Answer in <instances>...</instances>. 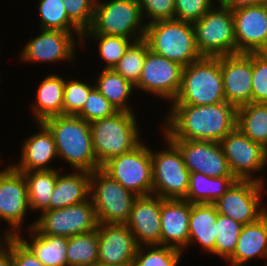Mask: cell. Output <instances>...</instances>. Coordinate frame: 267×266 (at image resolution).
Returning a JSON list of instances; mask_svg holds the SVG:
<instances>
[{"instance_id": "1", "label": "cell", "mask_w": 267, "mask_h": 266, "mask_svg": "<svg viewBox=\"0 0 267 266\" xmlns=\"http://www.w3.org/2000/svg\"><path fill=\"white\" fill-rule=\"evenodd\" d=\"M161 121L170 140L220 142L235 127L237 108L226 101L211 105L169 104Z\"/></svg>"}, {"instance_id": "2", "label": "cell", "mask_w": 267, "mask_h": 266, "mask_svg": "<svg viewBox=\"0 0 267 266\" xmlns=\"http://www.w3.org/2000/svg\"><path fill=\"white\" fill-rule=\"evenodd\" d=\"M52 133L58 159L74 171L93 172L101 168L97 162L90 124L75 115H59L42 122Z\"/></svg>"}, {"instance_id": "3", "label": "cell", "mask_w": 267, "mask_h": 266, "mask_svg": "<svg viewBox=\"0 0 267 266\" xmlns=\"http://www.w3.org/2000/svg\"><path fill=\"white\" fill-rule=\"evenodd\" d=\"M136 112L117 111L90 124L94 153L99 166L131 151L142 140Z\"/></svg>"}, {"instance_id": "4", "label": "cell", "mask_w": 267, "mask_h": 266, "mask_svg": "<svg viewBox=\"0 0 267 266\" xmlns=\"http://www.w3.org/2000/svg\"><path fill=\"white\" fill-rule=\"evenodd\" d=\"M226 101L221 56L202 57L183 67L181 87L170 104L211 105Z\"/></svg>"}, {"instance_id": "5", "label": "cell", "mask_w": 267, "mask_h": 266, "mask_svg": "<svg viewBox=\"0 0 267 266\" xmlns=\"http://www.w3.org/2000/svg\"><path fill=\"white\" fill-rule=\"evenodd\" d=\"M144 39L150 50L185 67L202 58L191 23L179 20H160L146 25Z\"/></svg>"}, {"instance_id": "6", "label": "cell", "mask_w": 267, "mask_h": 266, "mask_svg": "<svg viewBox=\"0 0 267 266\" xmlns=\"http://www.w3.org/2000/svg\"><path fill=\"white\" fill-rule=\"evenodd\" d=\"M145 32L139 0H96L93 23L83 34L123 36L137 41L145 37Z\"/></svg>"}, {"instance_id": "7", "label": "cell", "mask_w": 267, "mask_h": 266, "mask_svg": "<svg viewBox=\"0 0 267 266\" xmlns=\"http://www.w3.org/2000/svg\"><path fill=\"white\" fill-rule=\"evenodd\" d=\"M165 149L152 150V195L163 199H185L189 187V174L179 148L162 133Z\"/></svg>"}, {"instance_id": "8", "label": "cell", "mask_w": 267, "mask_h": 266, "mask_svg": "<svg viewBox=\"0 0 267 266\" xmlns=\"http://www.w3.org/2000/svg\"><path fill=\"white\" fill-rule=\"evenodd\" d=\"M192 25L202 57L237 54L234 19L228 7L216 4Z\"/></svg>"}, {"instance_id": "9", "label": "cell", "mask_w": 267, "mask_h": 266, "mask_svg": "<svg viewBox=\"0 0 267 266\" xmlns=\"http://www.w3.org/2000/svg\"><path fill=\"white\" fill-rule=\"evenodd\" d=\"M142 140L131 151L111 158L101 169L137 196L152 195L151 148Z\"/></svg>"}, {"instance_id": "10", "label": "cell", "mask_w": 267, "mask_h": 266, "mask_svg": "<svg viewBox=\"0 0 267 266\" xmlns=\"http://www.w3.org/2000/svg\"><path fill=\"white\" fill-rule=\"evenodd\" d=\"M137 197L101 168L91 172L90 199L99 223L125 224Z\"/></svg>"}, {"instance_id": "11", "label": "cell", "mask_w": 267, "mask_h": 266, "mask_svg": "<svg viewBox=\"0 0 267 266\" xmlns=\"http://www.w3.org/2000/svg\"><path fill=\"white\" fill-rule=\"evenodd\" d=\"M219 143L237 180H251L265 184L262 176L265 174L264 169L267 168V149L253 142L237 127ZM259 173L262 174L258 176Z\"/></svg>"}, {"instance_id": "12", "label": "cell", "mask_w": 267, "mask_h": 266, "mask_svg": "<svg viewBox=\"0 0 267 266\" xmlns=\"http://www.w3.org/2000/svg\"><path fill=\"white\" fill-rule=\"evenodd\" d=\"M98 224L94 205L89 199L61 209L44 211L26 228L34 227L41 234L68 238L94 231Z\"/></svg>"}, {"instance_id": "13", "label": "cell", "mask_w": 267, "mask_h": 266, "mask_svg": "<svg viewBox=\"0 0 267 266\" xmlns=\"http://www.w3.org/2000/svg\"><path fill=\"white\" fill-rule=\"evenodd\" d=\"M265 184L251 180H236L213 203L219 214L232 218L242 225L257 221L267 212L262 202Z\"/></svg>"}, {"instance_id": "14", "label": "cell", "mask_w": 267, "mask_h": 266, "mask_svg": "<svg viewBox=\"0 0 267 266\" xmlns=\"http://www.w3.org/2000/svg\"><path fill=\"white\" fill-rule=\"evenodd\" d=\"M39 31L41 32L38 35L27 40L28 42L19 52L18 56L21 62H53L55 64L56 62L61 63V61L70 63L75 60V51H77V45L81 47L83 33L43 29Z\"/></svg>"}, {"instance_id": "15", "label": "cell", "mask_w": 267, "mask_h": 266, "mask_svg": "<svg viewBox=\"0 0 267 266\" xmlns=\"http://www.w3.org/2000/svg\"><path fill=\"white\" fill-rule=\"evenodd\" d=\"M30 210L24 174L11 165L0 174V222L8 223L9 227L5 231L9 236L23 232L22 227L26 225L24 221L28 218V212L31 213Z\"/></svg>"}, {"instance_id": "16", "label": "cell", "mask_w": 267, "mask_h": 266, "mask_svg": "<svg viewBox=\"0 0 267 266\" xmlns=\"http://www.w3.org/2000/svg\"><path fill=\"white\" fill-rule=\"evenodd\" d=\"M183 66L163 56L147 52L139 81L134 85L144 93L173 102L181 87Z\"/></svg>"}, {"instance_id": "17", "label": "cell", "mask_w": 267, "mask_h": 266, "mask_svg": "<svg viewBox=\"0 0 267 266\" xmlns=\"http://www.w3.org/2000/svg\"><path fill=\"white\" fill-rule=\"evenodd\" d=\"M98 263L107 266H132L139 245L126 224L99 223Z\"/></svg>"}, {"instance_id": "18", "label": "cell", "mask_w": 267, "mask_h": 266, "mask_svg": "<svg viewBox=\"0 0 267 266\" xmlns=\"http://www.w3.org/2000/svg\"><path fill=\"white\" fill-rule=\"evenodd\" d=\"M238 53L267 52V9L262 3L232 11Z\"/></svg>"}, {"instance_id": "19", "label": "cell", "mask_w": 267, "mask_h": 266, "mask_svg": "<svg viewBox=\"0 0 267 266\" xmlns=\"http://www.w3.org/2000/svg\"><path fill=\"white\" fill-rule=\"evenodd\" d=\"M182 153L190 173L209 177L233 176L219 142L202 140H171Z\"/></svg>"}, {"instance_id": "20", "label": "cell", "mask_w": 267, "mask_h": 266, "mask_svg": "<svg viewBox=\"0 0 267 266\" xmlns=\"http://www.w3.org/2000/svg\"><path fill=\"white\" fill-rule=\"evenodd\" d=\"M224 96L236 108L252 102V53L221 56Z\"/></svg>"}, {"instance_id": "21", "label": "cell", "mask_w": 267, "mask_h": 266, "mask_svg": "<svg viewBox=\"0 0 267 266\" xmlns=\"http://www.w3.org/2000/svg\"><path fill=\"white\" fill-rule=\"evenodd\" d=\"M164 199L155 196H138L132 205L125 224L131 230L139 246L161 245V203Z\"/></svg>"}, {"instance_id": "22", "label": "cell", "mask_w": 267, "mask_h": 266, "mask_svg": "<svg viewBox=\"0 0 267 266\" xmlns=\"http://www.w3.org/2000/svg\"><path fill=\"white\" fill-rule=\"evenodd\" d=\"M36 125L38 132H34L22 142L19 163H11L21 173L58 169L51 166V163L58 159L53 135L42 122Z\"/></svg>"}, {"instance_id": "23", "label": "cell", "mask_w": 267, "mask_h": 266, "mask_svg": "<svg viewBox=\"0 0 267 266\" xmlns=\"http://www.w3.org/2000/svg\"><path fill=\"white\" fill-rule=\"evenodd\" d=\"M191 203L184 199H164L161 203V246L188 249Z\"/></svg>"}, {"instance_id": "24", "label": "cell", "mask_w": 267, "mask_h": 266, "mask_svg": "<svg viewBox=\"0 0 267 266\" xmlns=\"http://www.w3.org/2000/svg\"><path fill=\"white\" fill-rule=\"evenodd\" d=\"M256 257L267 262V212L257 221L243 225L236 248L225 262L229 266H246Z\"/></svg>"}, {"instance_id": "25", "label": "cell", "mask_w": 267, "mask_h": 266, "mask_svg": "<svg viewBox=\"0 0 267 266\" xmlns=\"http://www.w3.org/2000/svg\"><path fill=\"white\" fill-rule=\"evenodd\" d=\"M61 171L49 201V210L61 209L90 199L91 173L87 171ZM69 172V173H68Z\"/></svg>"}, {"instance_id": "26", "label": "cell", "mask_w": 267, "mask_h": 266, "mask_svg": "<svg viewBox=\"0 0 267 266\" xmlns=\"http://www.w3.org/2000/svg\"><path fill=\"white\" fill-rule=\"evenodd\" d=\"M64 81L65 78L60 74L51 73L39 83L35 100L30 104L35 123L63 115Z\"/></svg>"}, {"instance_id": "27", "label": "cell", "mask_w": 267, "mask_h": 266, "mask_svg": "<svg viewBox=\"0 0 267 266\" xmlns=\"http://www.w3.org/2000/svg\"><path fill=\"white\" fill-rule=\"evenodd\" d=\"M217 216L218 212L214 204L191 203L188 248L197 243L201 250L214 255Z\"/></svg>"}, {"instance_id": "28", "label": "cell", "mask_w": 267, "mask_h": 266, "mask_svg": "<svg viewBox=\"0 0 267 266\" xmlns=\"http://www.w3.org/2000/svg\"><path fill=\"white\" fill-rule=\"evenodd\" d=\"M27 230V237L22 233L17 237L33 252L45 266H67L68 238L39 233L34 227Z\"/></svg>"}, {"instance_id": "29", "label": "cell", "mask_w": 267, "mask_h": 266, "mask_svg": "<svg viewBox=\"0 0 267 266\" xmlns=\"http://www.w3.org/2000/svg\"><path fill=\"white\" fill-rule=\"evenodd\" d=\"M101 72L94 80L95 88L107 98L117 111H134L129 98L135 91V86L113 69H100ZM131 105V106H130Z\"/></svg>"}, {"instance_id": "30", "label": "cell", "mask_w": 267, "mask_h": 266, "mask_svg": "<svg viewBox=\"0 0 267 266\" xmlns=\"http://www.w3.org/2000/svg\"><path fill=\"white\" fill-rule=\"evenodd\" d=\"M234 176L209 177L199 172L189 174L186 198L192 204L215 203L236 181Z\"/></svg>"}, {"instance_id": "31", "label": "cell", "mask_w": 267, "mask_h": 266, "mask_svg": "<svg viewBox=\"0 0 267 266\" xmlns=\"http://www.w3.org/2000/svg\"><path fill=\"white\" fill-rule=\"evenodd\" d=\"M236 127L267 149V103L251 102L238 107Z\"/></svg>"}, {"instance_id": "32", "label": "cell", "mask_w": 267, "mask_h": 266, "mask_svg": "<svg viewBox=\"0 0 267 266\" xmlns=\"http://www.w3.org/2000/svg\"><path fill=\"white\" fill-rule=\"evenodd\" d=\"M60 172L59 169L22 172L27 182L31 212L49 211V201Z\"/></svg>"}, {"instance_id": "33", "label": "cell", "mask_w": 267, "mask_h": 266, "mask_svg": "<svg viewBox=\"0 0 267 266\" xmlns=\"http://www.w3.org/2000/svg\"><path fill=\"white\" fill-rule=\"evenodd\" d=\"M98 230L68 237L67 266H92L98 263Z\"/></svg>"}, {"instance_id": "34", "label": "cell", "mask_w": 267, "mask_h": 266, "mask_svg": "<svg viewBox=\"0 0 267 266\" xmlns=\"http://www.w3.org/2000/svg\"><path fill=\"white\" fill-rule=\"evenodd\" d=\"M90 38V39H89ZM94 39V40H93ZM97 43L98 56L103 61L102 69H113L121 57L126 53L129 46L135 41L131 38L104 34H83L81 48L86 47L87 41Z\"/></svg>"}, {"instance_id": "35", "label": "cell", "mask_w": 267, "mask_h": 266, "mask_svg": "<svg viewBox=\"0 0 267 266\" xmlns=\"http://www.w3.org/2000/svg\"><path fill=\"white\" fill-rule=\"evenodd\" d=\"M37 13L40 17V29L60 30L70 33H83V31L68 17L62 0H38Z\"/></svg>"}, {"instance_id": "36", "label": "cell", "mask_w": 267, "mask_h": 266, "mask_svg": "<svg viewBox=\"0 0 267 266\" xmlns=\"http://www.w3.org/2000/svg\"><path fill=\"white\" fill-rule=\"evenodd\" d=\"M149 50L148 42L144 38L134 41L113 70L135 85L139 81L141 70Z\"/></svg>"}, {"instance_id": "37", "label": "cell", "mask_w": 267, "mask_h": 266, "mask_svg": "<svg viewBox=\"0 0 267 266\" xmlns=\"http://www.w3.org/2000/svg\"><path fill=\"white\" fill-rule=\"evenodd\" d=\"M243 225L218 213L215 234L214 256L226 261L234 252Z\"/></svg>"}, {"instance_id": "38", "label": "cell", "mask_w": 267, "mask_h": 266, "mask_svg": "<svg viewBox=\"0 0 267 266\" xmlns=\"http://www.w3.org/2000/svg\"><path fill=\"white\" fill-rule=\"evenodd\" d=\"M183 252L161 245H141L138 247L132 266H178Z\"/></svg>"}, {"instance_id": "39", "label": "cell", "mask_w": 267, "mask_h": 266, "mask_svg": "<svg viewBox=\"0 0 267 266\" xmlns=\"http://www.w3.org/2000/svg\"><path fill=\"white\" fill-rule=\"evenodd\" d=\"M68 80V81H67ZM81 81V79L67 78L64 81L63 115H77L85 104L94 84Z\"/></svg>"}, {"instance_id": "40", "label": "cell", "mask_w": 267, "mask_h": 266, "mask_svg": "<svg viewBox=\"0 0 267 266\" xmlns=\"http://www.w3.org/2000/svg\"><path fill=\"white\" fill-rule=\"evenodd\" d=\"M117 109L95 87L90 91L83 109L76 115L91 123L112 116Z\"/></svg>"}, {"instance_id": "41", "label": "cell", "mask_w": 267, "mask_h": 266, "mask_svg": "<svg viewBox=\"0 0 267 266\" xmlns=\"http://www.w3.org/2000/svg\"><path fill=\"white\" fill-rule=\"evenodd\" d=\"M252 102L267 103V52L252 53Z\"/></svg>"}, {"instance_id": "42", "label": "cell", "mask_w": 267, "mask_h": 266, "mask_svg": "<svg viewBox=\"0 0 267 266\" xmlns=\"http://www.w3.org/2000/svg\"><path fill=\"white\" fill-rule=\"evenodd\" d=\"M68 17L84 32L93 23L96 0H62Z\"/></svg>"}, {"instance_id": "43", "label": "cell", "mask_w": 267, "mask_h": 266, "mask_svg": "<svg viewBox=\"0 0 267 266\" xmlns=\"http://www.w3.org/2000/svg\"><path fill=\"white\" fill-rule=\"evenodd\" d=\"M139 3L146 25L155 21L174 19L175 0H139Z\"/></svg>"}, {"instance_id": "44", "label": "cell", "mask_w": 267, "mask_h": 266, "mask_svg": "<svg viewBox=\"0 0 267 266\" xmlns=\"http://www.w3.org/2000/svg\"><path fill=\"white\" fill-rule=\"evenodd\" d=\"M214 5L211 0H175L174 19L193 24Z\"/></svg>"}, {"instance_id": "45", "label": "cell", "mask_w": 267, "mask_h": 266, "mask_svg": "<svg viewBox=\"0 0 267 266\" xmlns=\"http://www.w3.org/2000/svg\"><path fill=\"white\" fill-rule=\"evenodd\" d=\"M11 253L14 266H45L17 236H11Z\"/></svg>"}, {"instance_id": "46", "label": "cell", "mask_w": 267, "mask_h": 266, "mask_svg": "<svg viewBox=\"0 0 267 266\" xmlns=\"http://www.w3.org/2000/svg\"><path fill=\"white\" fill-rule=\"evenodd\" d=\"M0 266H14L11 253V236L6 245L0 250Z\"/></svg>"}, {"instance_id": "47", "label": "cell", "mask_w": 267, "mask_h": 266, "mask_svg": "<svg viewBox=\"0 0 267 266\" xmlns=\"http://www.w3.org/2000/svg\"><path fill=\"white\" fill-rule=\"evenodd\" d=\"M263 0H228L224 6L228 7L231 11L242 7L254 6L262 3Z\"/></svg>"}, {"instance_id": "48", "label": "cell", "mask_w": 267, "mask_h": 266, "mask_svg": "<svg viewBox=\"0 0 267 266\" xmlns=\"http://www.w3.org/2000/svg\"><path fill=\"white\" fill-rule=\"evenodd\" d=\"M0 250L6 245L8 238L10 237L8 233L4 230L3 233L0 231Z\"/></svg>"}, {"instance_id": "49", "label": "cell", "mask_w": 267, "mask_h": 266, "mask_svg": "<svg viewBox=\"0 0 267 266\" xmlns=\"http://www.w3.org/2000/svg\"><path fill=\"white\" fill-rule=\"evenodd\" d=\"M216 5H224L228 0H211Z\"/></svg>"}, {"instance_id": "50", "label": "cell", "mask_w": 267, "mask_h": 266, "mask_svg": "<svg viewBox=\"0 0 267 266\" xmlns=\"http://www.w3.org/2000/svg\"><path fill=\"white\" fill-rule=\"evenodd\" d=\"M0 162H1V154H0ZM6 166L7 167H4L3 169L0 170V174H2L6 169H8L11 166V164L9 163V165H6Z\"/></svg>"}, {"instance_id": "51", "label": "cell", "mask_w": 267, "mask_h": 266, "mask_svg": "<svg viewBox=\"0 0 267 266\" xmlns=\"http://www.w3.org/2000/svg\"><path fill=\"white\" fill-rule=\"evenodd\" d=\"M92 266H107V265H102V264L97 263V264H94Z\"/></svg>"}, {"instance_id": "52", "label": "cell", "mask_w": 267, "mask_h": 266, "mask_svg": "<svg viewBox=\"0 0 267 266\" xmlns=\"http://www.w3.org/2000/svg\"><path fill=\"white\" fill-rule=\"evenodd\" d=\"M263 4L266 6L267 9V0H263Z\"/></svg>"}]
</instances>
